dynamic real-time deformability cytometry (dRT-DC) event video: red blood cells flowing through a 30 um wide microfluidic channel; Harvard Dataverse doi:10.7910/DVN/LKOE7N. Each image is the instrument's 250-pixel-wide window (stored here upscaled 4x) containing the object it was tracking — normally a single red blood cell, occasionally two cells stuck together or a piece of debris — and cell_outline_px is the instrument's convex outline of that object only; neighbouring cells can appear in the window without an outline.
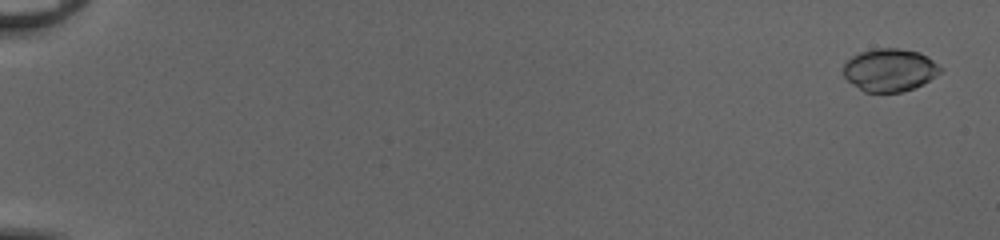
{"species": "common noctule bat (a hibernating species)", "species_latin": "Nyctalus noctula", "temperature_condition": "cold", "stored_images_in_passage": 53, "camera_frame_rate_fps": 3000, "um_per_image_px": 0.085, "animal": {"sex": "female", "body_mass_g": 20.0, "forearm_length_mm": 54.0}, "frame": {"image": 1, "passage_image": 2, "time_ms": 0.333, "image_size_px": [1000, 240], "cell_outline_px": [[944, 68], [940, 72], [928, 80], [912, 88], [900, 92], [864, 92], [852, 84], [844, 76], [844, 64], [852, 56], [860, 52], [876, 48], [896, 48], [920, 52]], "centroid_in_image_um": [75.61, 5.94], "position_along_channel_um": 9.4, "area_um2": 23.93}}
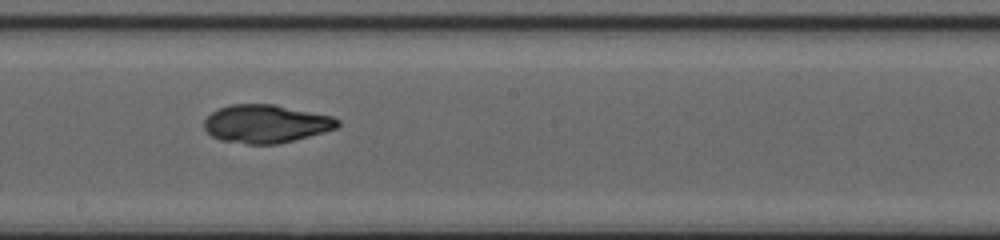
{"frame": {"image": 2, "passage_image": 32, "time_ms": 10.333, "image_size_px": [1000, 240], "cell_outline_px": [[340, 124], [336, 128], [324, 132], [276, 144], [248, 144], [220, 140], [212, 136], [204, 128], [204, 120], [212, 112], [220, 108], [232, 104], [276, 104], [332, 116], [340, 120]], "centroid_in_image_um": [22.61, 10.51], "position_along_channel_um": 225.6, "area_um2": 29.59}}
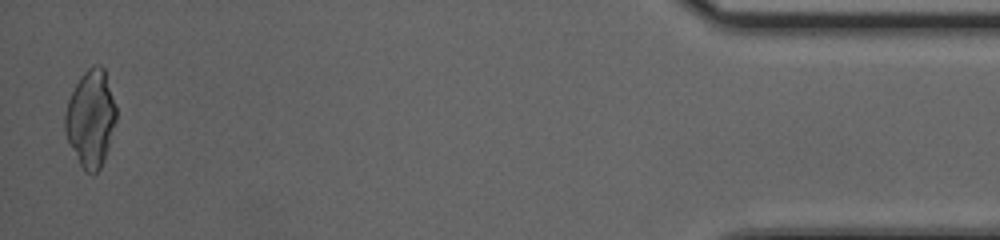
{"frame": {"image": 3, "passage_image": 52, "time_ms": 17.0, "image_size_px": [1000, 240], "cell_outline_px": [[116, 120], [108, 148], [104, 160], [100, 168], [92, 176], [80, 164], [64, 132], [64, 116], [68, 100], [80, 76], [88, 68], [96, 64], [100, 64], [104, 68], [116, 104]], "centroid_in_image_um": [7.72, 10.05], "position_along_channel_um": 427.5, "area_um2": 28.78}, "authors_computed_cell_mechanics": {"area_um2": 28.7266, "velocity_mm_per_s": 4.1424, "shape_relaxation_time_tau1_ms": 5.9799, "shape_relaxation_time_tau2_ms": 1.3327, "deformation_change_tau1": 0.2481, "deformation_change_tau2": 0.044}}